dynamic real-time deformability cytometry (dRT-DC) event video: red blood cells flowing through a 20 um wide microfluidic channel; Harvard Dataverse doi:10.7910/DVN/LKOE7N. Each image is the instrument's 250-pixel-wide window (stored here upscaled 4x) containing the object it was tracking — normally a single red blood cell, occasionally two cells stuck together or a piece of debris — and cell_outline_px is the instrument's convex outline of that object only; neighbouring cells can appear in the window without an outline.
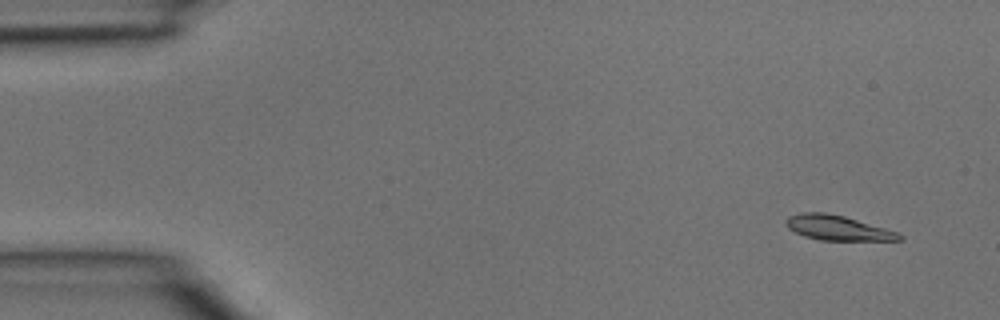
{"species": "common noctule bat (a hibernating species)", "species_latin": "Nyctalus noctula", "temperature_condition": "room temperature", "stored_images_in_passage": 4, "camera_frame_rate_fps": 3000, "um_per_image_px": 0.085, "animal": {"sex": "male", "body_mass_g": 15.6}, "frame": {"image": 1, "passage_image": 1, "time_ms": 0.0, "image_size_px": [1000, 320], "cell_outline_px": [[904, 240], [820, 240], [804, 236], [788, 228], [784, 220], [788, 216], [804, 212], [824, 212], [844, 216], [884, 228], [896, 232], [904, 236]], "centroid_in_image_um": [71.17, 19.37], "position_along_channel_um": 13.8, "area_um2": 16.24}}
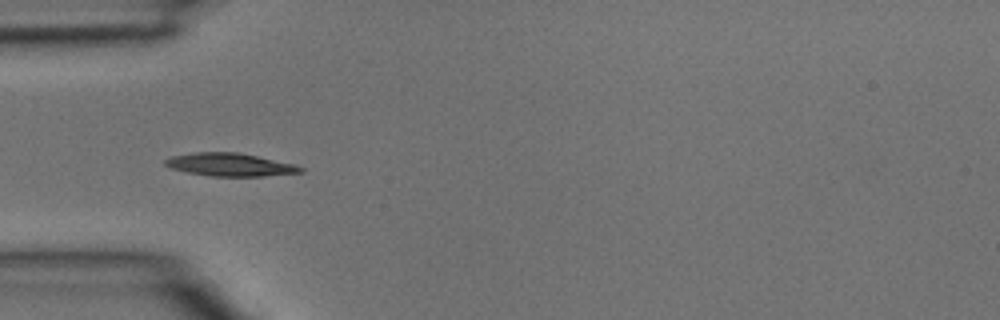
{"frame": {"image": 2, "passage_image": 4, "time_ms": 1.0, "image_size_px": [1000, 320], "cell_outline_px": [[304, 172], [264, 176], [208, 176], [188, 172], [172, 168], [164, 164], [164, 160], [172, 156], [196, 152], [236, 152], [296, 164], [304, 168]], "centroid_in_image_um": [19.58, 14.0], "position_along_channel_um": 65.4, "area_um2": 18.03}}